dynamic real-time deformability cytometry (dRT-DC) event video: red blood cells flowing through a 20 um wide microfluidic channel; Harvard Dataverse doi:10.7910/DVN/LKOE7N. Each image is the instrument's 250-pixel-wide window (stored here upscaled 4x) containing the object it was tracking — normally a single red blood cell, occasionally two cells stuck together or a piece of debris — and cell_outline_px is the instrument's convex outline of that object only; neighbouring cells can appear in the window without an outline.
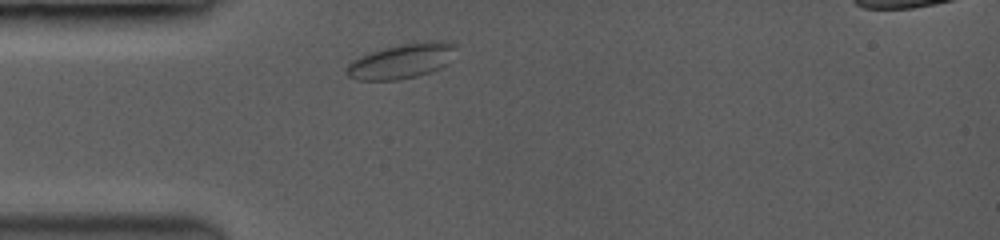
{"species": "common noctule bat (a hibernating species)", "species_latin": "Nyctalus noctula", "temperature_condition": "room temperature", "stored_images_in_passage": 10, "camera_frame_rate_fps": 3500, "um_per_image_px": 0.085, "animal": {"sex": "female", "body_mass_g": 19.0, "forearm_length_mm": 53.3}, "frame": {"image": 1, "passage_image": 1, "time_ms": 0.0, "image_size_px": [1000, 240], "cell_outline_px": [[456, 44], [444, 64], [440, 68], [416, 76], [396, 80], [360, 80], [348, 76], [348, 64], [372, 52], [396, 44], [432, 40], [444, 40]], "centroid_in_image_um": [34.14, 5.17], "position_along_channel_um": 50.9, "area_um2": 21.5}}
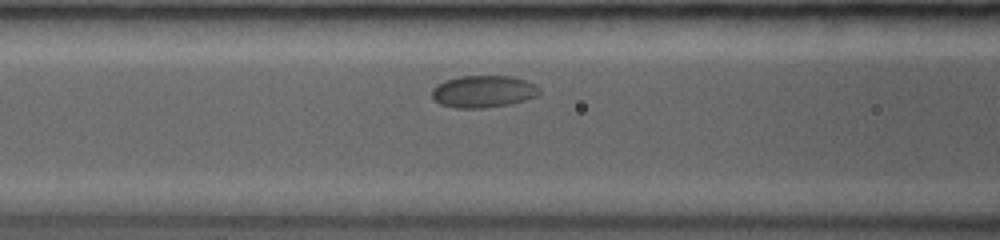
{"frame": {"image": 2, "passage_image": 7, "time_ms": 2.286, "image_size_px": [1000, 240], "cell_outline_px": [[540, 92], [536, 96], [524, 100], [508, 104], [480, 108], [456, 108], [440, 104], [432, 96], [432, 88], [436, 84], [460, 76], [508, 76], [524, 80], [536, 84], [540, 88]], "centroid_in_image_um": [41.08, 7.77], "position_along_channel_um": 125.5, "area_um2": 19.88}}
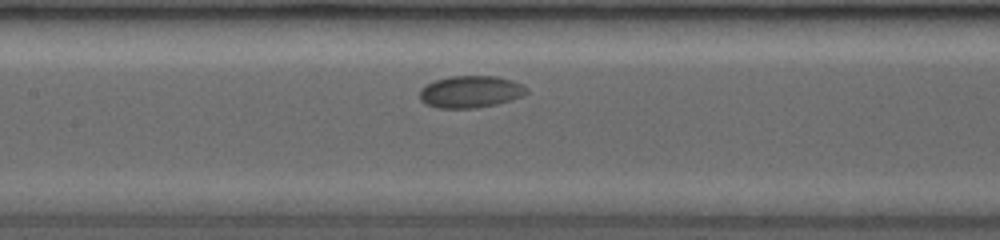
{"frame": {"image": 3, "passage_image": 10, "time_ms": 3.429, "image_size_px": [1000, 240], "cell_outline_px": [[528, 92], [520, 96], [508, 100], [492, 104], [468, 108], [440, 108], [428, 104], [420, 100], [420, 88], [436, 80], [448, 76], [496, 76], [512, 80], [528, 88]], "centroid_in_image_um": [39.96, 7.78], "position_along_channel_um": 167.4, "area_um2": 19.48}}